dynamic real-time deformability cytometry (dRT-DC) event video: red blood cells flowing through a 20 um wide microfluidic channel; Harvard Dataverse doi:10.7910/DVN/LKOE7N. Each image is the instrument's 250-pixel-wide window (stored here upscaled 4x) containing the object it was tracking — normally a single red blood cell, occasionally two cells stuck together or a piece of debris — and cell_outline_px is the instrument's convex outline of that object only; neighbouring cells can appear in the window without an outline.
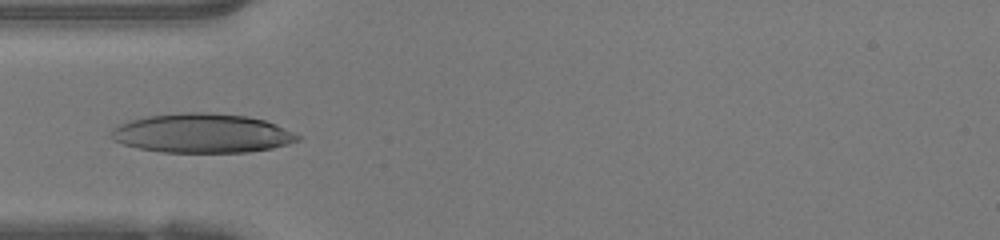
{"species": "human", "species_latin": "Homo sapiens", "temperature_condition": "warm", "stored_images_in_passage": 4, "camera_frame_rate_fps": 3000, "um_per_image_px": 0.085, "donor": {"sex": "female"}, "frame": {"image": 1, "passage_image": 2, "time_ms": 0.333, "image_size_px": [1000, 240], "cell_outline_px": [[300, 140], [288, 144], [272, 148], [248, 152], [160, 152], [140, 148], [124, 144], [112, 140], [108, 136], [112, 128], [120, 124], [144, 116], [184, 112], [204, 112], [248, 116], [264, 120], [276, 124], [300, 136]], "centroid_in_image_um": [17.15, 11.32], "position_along_channel_um": 67.9, "area_um2": 42.66}}